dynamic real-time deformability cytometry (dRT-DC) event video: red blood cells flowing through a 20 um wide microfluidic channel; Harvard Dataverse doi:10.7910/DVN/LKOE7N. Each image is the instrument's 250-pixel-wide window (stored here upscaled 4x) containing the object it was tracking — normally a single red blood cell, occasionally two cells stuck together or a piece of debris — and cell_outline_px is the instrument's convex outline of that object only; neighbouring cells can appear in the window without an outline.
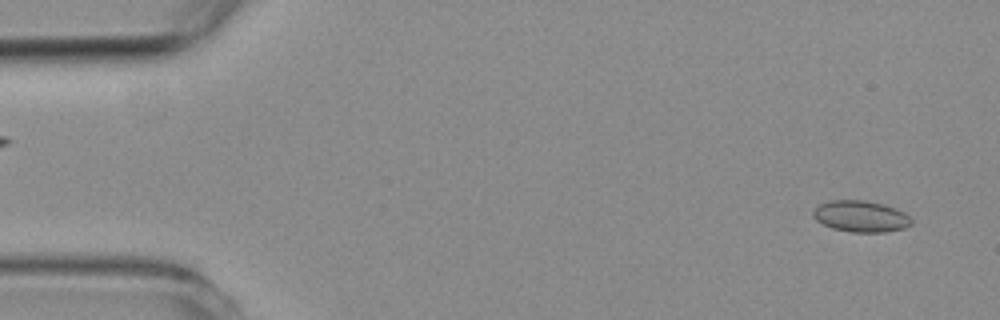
{"species": "common noctule bat (a hibernating species)", "species_latin": "Nyctalus noctula", "temperature_condition": "room temperature", "stored_images_in_passage": 4, "camera_frame_rate_fps": 3000, "um_per_image_px": 0.085, "animal": {"sex": "female", "body_mass_g": 19.3, "forearm_length_mm": 54.1}, "frame": {"image": 1, "passage_image": 4, "time_ms": 4.333, "image_size_px": [1000, 320], "cell_outline_px": [[912, 224], [904, 228], [884, 232], [852, 232], [832, 228], [816, 220], [812, 216], [812, 212], [820, 204], [828, 200], [864, 200], [884, 204], [896, 208], [904, 212], [912, 220]], "centroid_in_image_um": [73.17, 18.38], "position_along_channel_um": 11.8, "area_um2": 17.98}}